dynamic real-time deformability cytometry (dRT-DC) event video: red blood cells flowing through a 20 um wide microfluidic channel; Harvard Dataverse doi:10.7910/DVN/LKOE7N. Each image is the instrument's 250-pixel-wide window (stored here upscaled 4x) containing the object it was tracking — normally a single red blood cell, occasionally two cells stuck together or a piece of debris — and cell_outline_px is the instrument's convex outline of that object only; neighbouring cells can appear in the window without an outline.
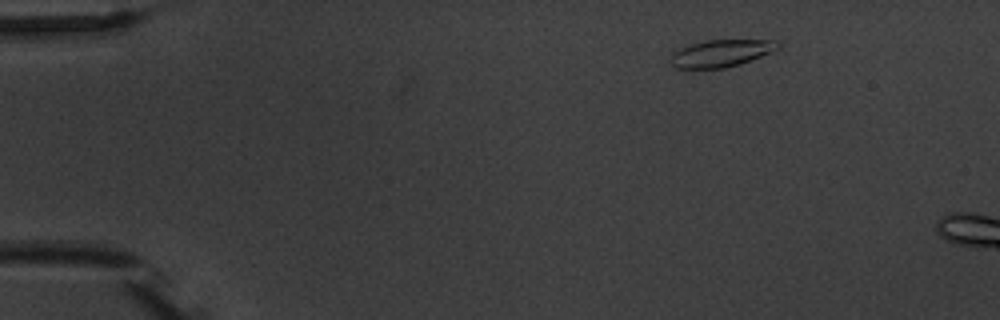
{"species": "common noctule bat (a hibernating species)", "species_latin": "Nyctalus noctula", "temperature_condition": "warm", "stored_images_in_passage": 2, "camera_frame_rate_fps": 3000, "um_per_image_px": 0.085, "animal": {"sex": "male", "body_mass_g": 20.1, "forearm_length_mm": 53.5}, "frame": {"image": 1, "passage_image": 1, "time_ms": 0.0, "image_size_px": [1000, 320], "cell_outline_px": [[784, 44], [780, 48], [772, 52], [740, 64], [724, 68], [676, 68], [668, 60], [672, 52], [676, 48], [708, 40], [776, 40]], "centroid_in_image_um": [61.3, 4.52], "position_along_channel_um": 23.7, "area_um2": 17.22}}